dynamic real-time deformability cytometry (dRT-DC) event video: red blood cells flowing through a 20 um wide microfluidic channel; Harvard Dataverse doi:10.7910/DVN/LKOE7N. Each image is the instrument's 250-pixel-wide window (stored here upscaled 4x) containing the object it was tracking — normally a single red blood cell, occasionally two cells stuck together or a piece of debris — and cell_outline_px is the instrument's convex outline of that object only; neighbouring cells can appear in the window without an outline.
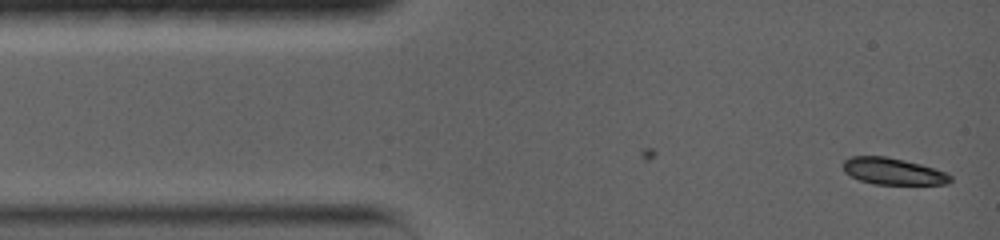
{"species": "common noctule bat (a hibernating species)", "species_latin": "Nyctalus noctula", "temperature_condition": "warm", "stored_images_in_passage": 64, "camera_frame_rate_fps": 5000, "um_per_image_px": 0.085, "animal": {"sex": "female", "body_mass_g": 19.0, "forearm_length_mm": 56.7}, "frame": {"image": 1, "passage_image": 1, "time_ms": 0.0, "image_size_px": [1000, 240], "cell_outline_px": [[952, 180], [948, 184], [876, 184], [860, 180], [844, 172], [844, 160], [852, 156], [884, 156], [904, 160], [920, 164], [948, 172], [952, 176]], "centroid_in_image_um": [75.95, 14.56], "position_along_channel_um": 9.1, "area_um2": 16.59}}
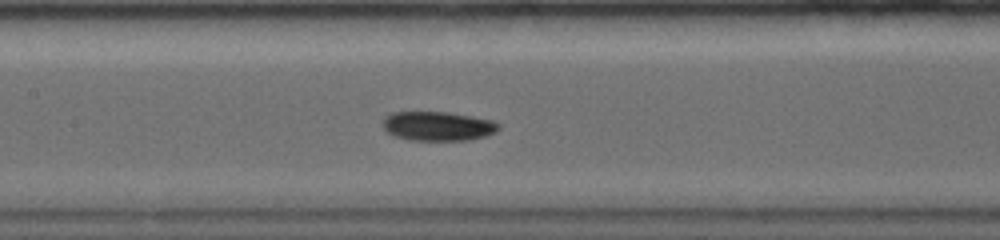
{"frame": {"image": 2, "passage_image": 27, "time_ms": 6.2, "image_size_px": [1000, 240], "cell_outline_px": [[500, 128], [496, 132], [484, 136], [468, 140], [412, 140], [396, 136], [388, 132], [380, 124], [384, 116], [392, 112], [448, 112], [496, 120], [500, 124]], "centroid_in_image_um": [37.23, 10.7], "position_along_channel_um": 170.2, "area_um2": 19.94}}
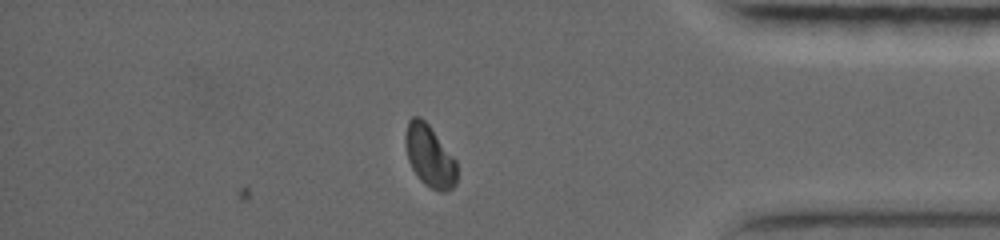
{"frame": {"image": 3, "passage_image": 56, "time_ms": 13.0, "image_size_px": [1000, 240], "cell_outline_px": [[456, 184], [452, 188], [444, 192], [440, 192], [424, 184], [420, 180], [412, 168], [408, 160], [404, 140], [404, 136], [408, 120], [412, 116], [420, 116], [428, 124], [456, 160]], "centroid_in_image_um": [36.49, 13.26], "position_along_channel_um": 398.7, "area_um2": 18.55}}